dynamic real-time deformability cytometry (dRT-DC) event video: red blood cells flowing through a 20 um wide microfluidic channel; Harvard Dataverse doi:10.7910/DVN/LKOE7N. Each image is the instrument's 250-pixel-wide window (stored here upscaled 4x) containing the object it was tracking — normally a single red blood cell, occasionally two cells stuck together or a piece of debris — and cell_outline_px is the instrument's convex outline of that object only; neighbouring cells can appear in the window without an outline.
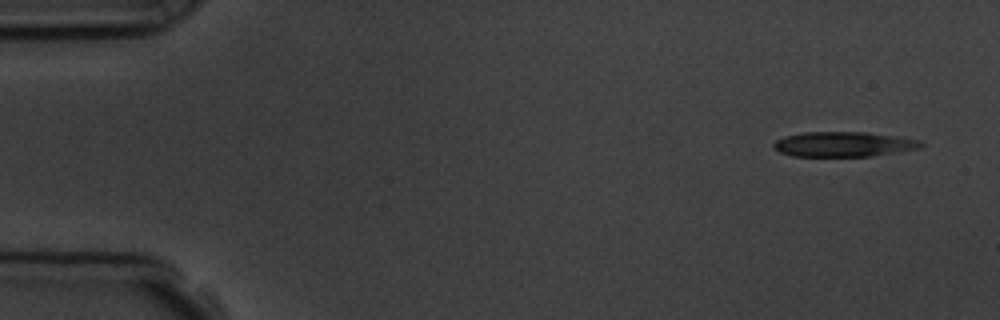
{"species": "common noctule bat (a hibernating species)", "species_latin": "Nyctalus noctula", "temperature_condition": "room temperature", "stored_images_in_passage": 6, "camera_frame_rate_fps": 3000, "um_per_image_px": 0.085, "animal": {"sex": "male", "body_mass_g": 19.5, "forearm_length_mm": 54.6}, "frame": {"image": 1, "passage_image": 1, "time_ms": 0.0, "image_size_px": [1000, 320], "cell_outline_px": [[924, 144], [920, 148], [900, 152], [872, 156], [792, 156], [780, 152], [772, 148], [772, 144], [776, 140], [784, 136], [804, 132], [868, 132], [900, 136], [920, 140]], "centroid_in_image_um": [71.73, 12.26], "position_along_channel_um": 13.3, "area_um2": 21.73}}
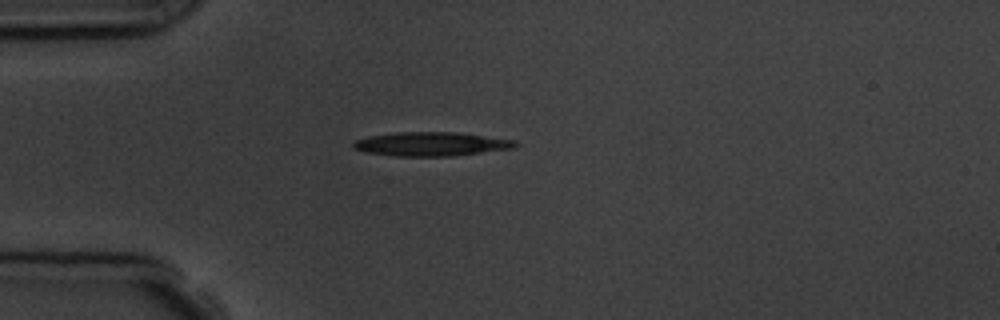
{"frame": {"image": 2, "passage_image": 4, "time_ms": 3.667, "image_size_px": [1000, 320], "cell_outline_px": [[520, 144], [516, 148], [452, 156], [396, 156], [364, 152], [352, 148], [352, 144], [356, 140], [368, 136], [396, 132], [456, 132], [516, 140]], "centroid_in_image_um": [36.67, 12.24], "position_along_channel_um": 48.3, "area_um2": 22.77}}
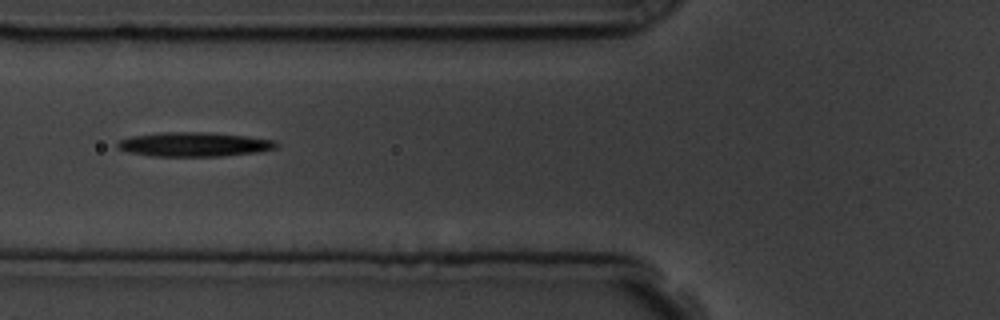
{"frame": {"image": 3, "passage_image": 6, "time_ms": 5.667, "image_size_px": [1000, 320], "cell_outline_px": [[276, 148], [256, 152], [220, 156], [152, 156], [128, 152], [116, 148], [116, 144], [120, 140], [132, 136], [160, 132], [212, 132], [248, 136], [276, 140]], "centroid_in_image_um": [16.48, 12.26], "position_along_channel_um": 109.3, "area_um2": 22.54}}